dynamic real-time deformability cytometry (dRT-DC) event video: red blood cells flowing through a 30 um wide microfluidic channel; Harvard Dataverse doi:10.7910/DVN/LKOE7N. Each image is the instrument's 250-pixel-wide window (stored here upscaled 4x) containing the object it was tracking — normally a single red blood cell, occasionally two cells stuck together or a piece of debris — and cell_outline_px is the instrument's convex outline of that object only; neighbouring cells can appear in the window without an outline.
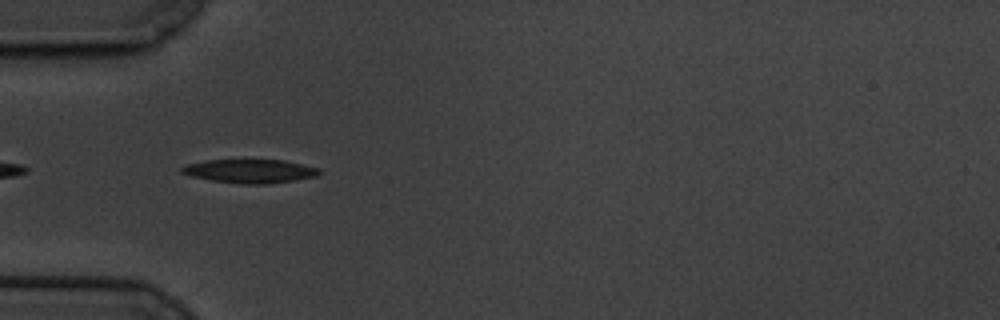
{"species": "common noctule bat (a hibernating species)", "species_latin": "Nyctalus noctula", "temperature_condition": "cold", "stored_images_in_passage": 2, "camera_frame_rate_fps": 3000, "um_per_image_px": 0.085, "animal": {"sex": "male", "body_mass_g": 19.5, "forearm_length_mm": 54.6}, "frame": {"image": 1, "passage_image": 1, "time_ms": 0.0, "image_size_px": [1000, 320], "cell_outline_px": [[320, 172], [316, 176], [296, 180], [268, 184], [244, 184], [212, 180], [192, 176], [180, 172], [180, 168], [188, 164], [208, 160], [284, 160], [320, 168]], "centroid_in_image_um": [21.28, 14.54], "position_along_channel_um": 63.7, "area_um2": 18.84}}
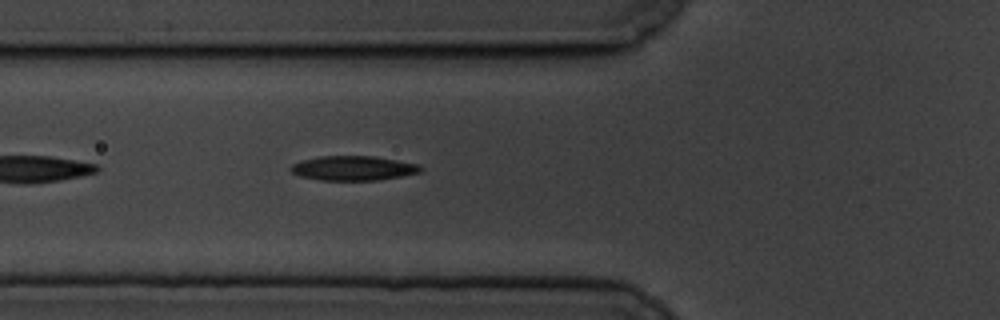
{"frame": {"image": 2, "passage_image": 2, "time_ms": 1.0, "image_size_px": [1000, 320], "cell_outline_px": [[424, 168], [420, 172], [400, 176], [376, 180], [320, 180], [300, 176], [292, 172], [288, 168], [292, 164], [304, 160], [320, 156], [376, 156], [420, 164]], "centroid_in_image_um": [30.05, 14.29], "position_along_channel_um": 95.8, "area_um2": 18.55}}